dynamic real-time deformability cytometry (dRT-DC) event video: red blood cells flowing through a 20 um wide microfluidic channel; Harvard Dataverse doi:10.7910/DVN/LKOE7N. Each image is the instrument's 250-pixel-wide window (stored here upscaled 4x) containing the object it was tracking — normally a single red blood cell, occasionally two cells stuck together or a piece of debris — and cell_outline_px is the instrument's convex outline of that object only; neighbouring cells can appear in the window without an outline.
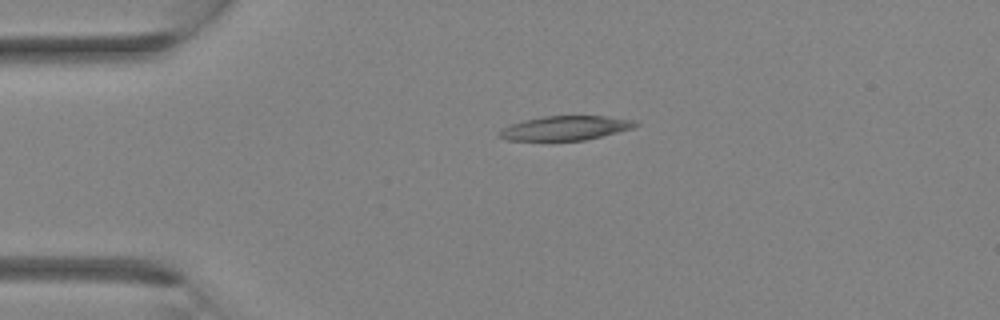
{"species": "Egyptian fruit bat (a non-hibernating species)", "species_latin": "Rousettus aegyptiacus", "temperature_condition": "room temperature", "stored_images_in_passage": 3, "camera_frame_rate_fps": 3000, "um_per_image_px": 0.085, "animal": {"sex": "female"}, "frame": {"image": 1, "passage_image": 3, "time_ms": 0.667, "image_size_px": [1000, 320], "cell_outline_px": [[640, 124], [632, 128], [584, 140], [504, 140], [496, 136], [496, 132], [508, 124], [524, 120], [544, 116], [604, 116], [636, 120]], "centroid_in_image_um": [47.98, 10.88], "position_along_channel_um": 37.0, "area_um2": 19.31}}